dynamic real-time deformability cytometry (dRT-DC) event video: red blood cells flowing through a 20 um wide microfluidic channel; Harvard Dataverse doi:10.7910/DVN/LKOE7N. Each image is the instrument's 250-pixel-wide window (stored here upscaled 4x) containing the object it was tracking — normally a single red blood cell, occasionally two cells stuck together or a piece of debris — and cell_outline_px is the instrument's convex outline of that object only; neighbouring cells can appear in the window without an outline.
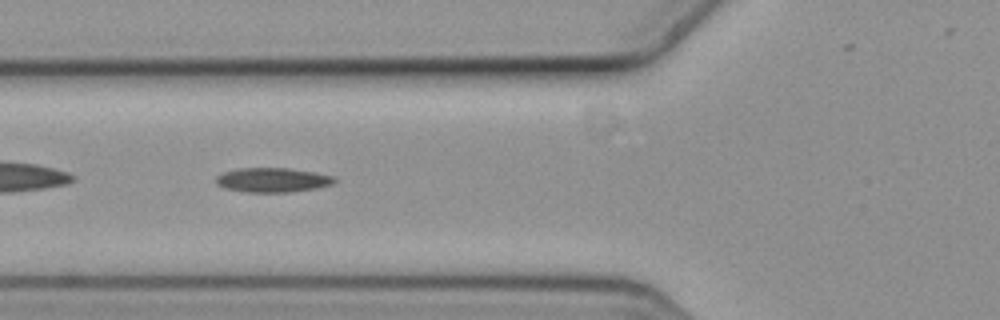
{"species": "common noctule bat (a hibernating species)", "species_latin": "Nyctalus noctula", "temperature_condition": "cold", "stored_images_in_passage": 9, "camera_frame_rate_fps": 3000, "um_per_image_px": 0.085, "animal": {"sex": "female", "body_mass_g": 19.3, "forearm_length_mm": 54.1}, "frame": {"image": 1, "passage_image": 7, "time_ms": 2.0, "image_size_px": [1000, 320], "cell_outline_px": [[336, 180], [332, 184], [316, 188], [292, 192], [248, 192], [224, 188], [216, 184], [216, 176], [224, 172], [236, 168], [288, 168], [316, 172], [332, 176]], "centroid_in_image_um": [23.15, 15.29], "position_along_channel_um": 102.7, "area_um2": 16.88}}
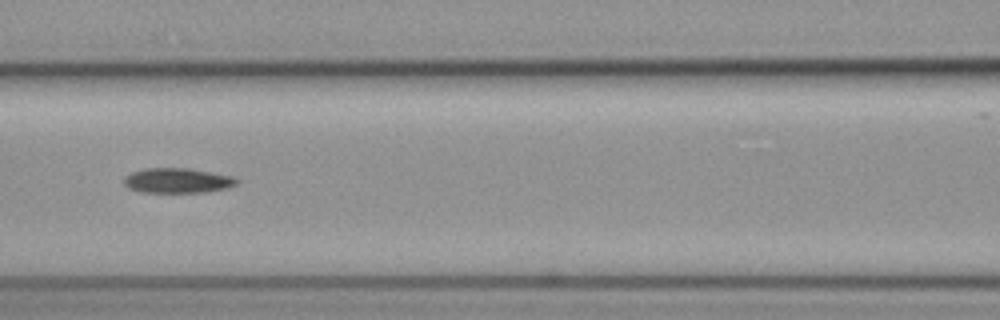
{"frame": {"image": 2, "passage_image": 8, "time_ms": 2.333, "image_size_px": [1000, 320], "cell_outline_px": [[240, 180], [236, 184], [224, 188], [208, 192], [140, 192], [128, 188], [124, 184], [124, 176], [132, 172], [144, 168], [188, 168], [212, 172], [232, 176]], "centroid_in_image_um": [15.06, 15.34], "position_along_channel_um": 151.5, "area_um2": 16.42}}
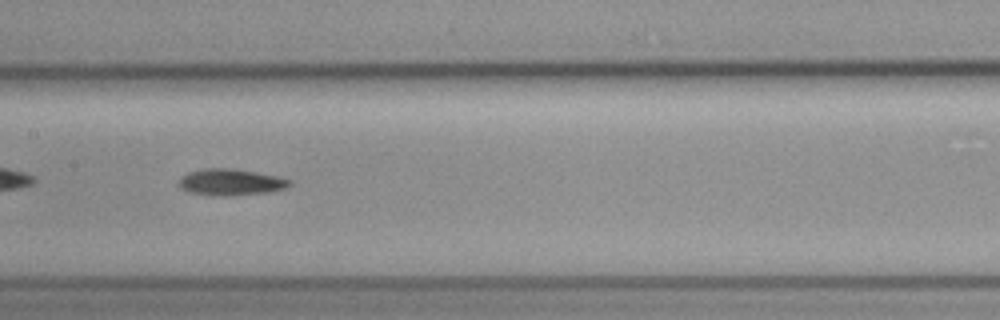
{"frame": {"image": 3, "passage_image": 9, "time_ms": 2.667, "image_size_px": [1000, 320], "cell_outline_px": [[292, 184], [284, 188], [268, 192], [228, 196], [220, 196], [192, 192], [180, 188], [180, 176], [188, 172], [204, 168], [232, 168], [256, 172], [276, 176], [292, 180]], "centroid_in_image_um": [19.62, 15.47], "position_along_channel_um": 187.8, "area_um2": 16.94}}